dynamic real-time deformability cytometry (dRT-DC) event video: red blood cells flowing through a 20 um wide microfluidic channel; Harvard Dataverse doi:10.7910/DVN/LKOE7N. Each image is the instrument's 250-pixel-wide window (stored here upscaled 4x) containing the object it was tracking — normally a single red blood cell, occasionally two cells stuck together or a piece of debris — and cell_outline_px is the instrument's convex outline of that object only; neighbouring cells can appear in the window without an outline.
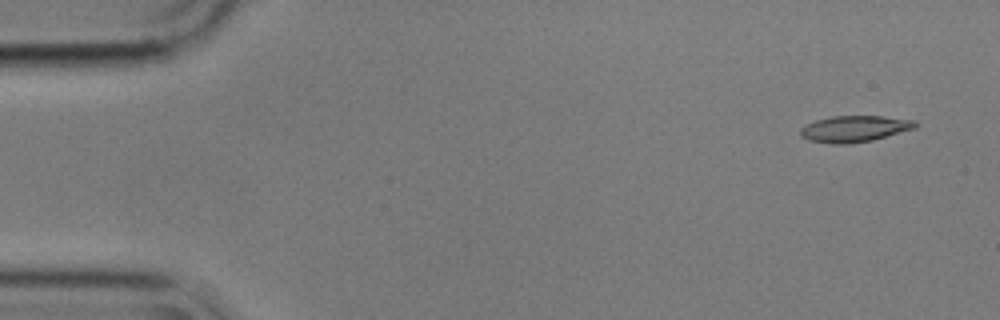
{"species": "common noctule bat (a hibernating species)", "species_latin": "Nyctalus noctula", "temperature_condition": "cold", "stored_images_in_passage": 14, "camera_frame_rate_fps": 3000, "um_per_image_px": 0.085, "animal": {"sex": "male", "body_mass_g": 17.9}, "frame": {"image": 1, "passage_image": 1, "time_ms": 0.0, "image_size_px": [1000, 320], "cell_outline_px": [[920, 124], [916, 128], [872, 140], [848, 144], [832, 144], [808, 140], [800, 136], [800, 128], [816, 120], [832, 116], [880, 116], [916, 120]], "centroid_in_image_um": [72.65, 10.95], "position_along_channel_um": 12.3, "area_um2": 17.69}}
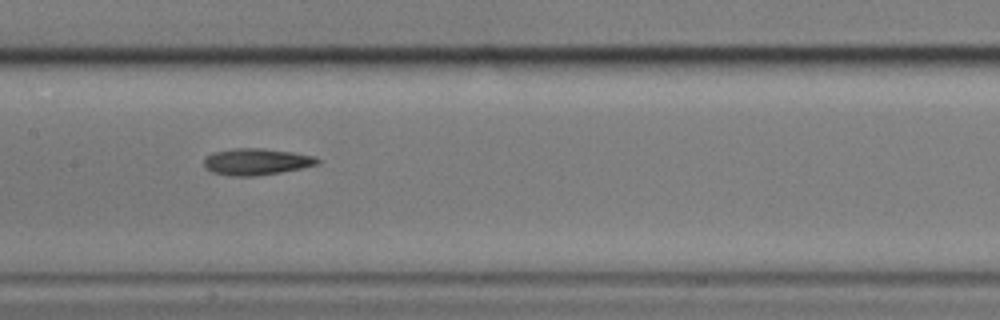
{"frame": {"image": 2, "passage_image": 7, "time_ms": 2.0, "image_size_px": [1000, 320], "cell_outline_px": [[320, 164], [304, 168], [256, 176], [228, 176], [212, 172], [204, 168], [204, 160], [212, 152], [232, 148], [260, 148], [292, 152], [312, 156], [320, 160]], "centroid_in_image_um": [21.77, 13.75], "position_along_channel_um": 185.6, "area_um2": 17.69}}
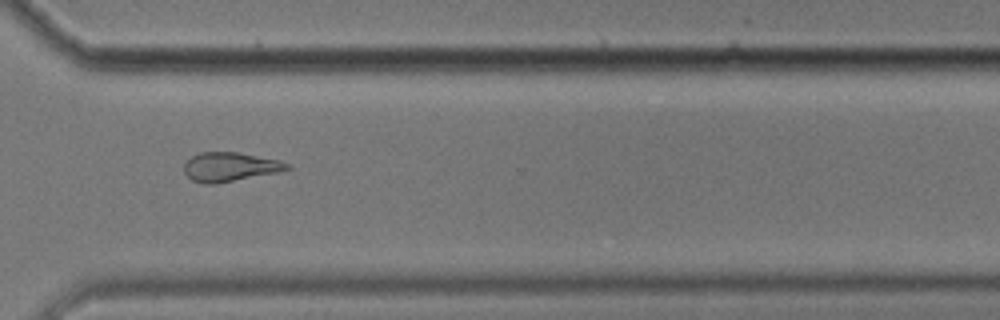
{"frame": {"image": 3, "passage_image": 11, "time_ms": 3.333, "image_size_px": [1000, 320], "cell_outline_px": [[292, 168], [276, 172], [216, 184], [204, 184], [192, 180], [184, 172], [184, 164], [192, 156], [200, 152], [236, 152], [280, 160], [292, 164]], "centroid_in_image_um": [19.55, 14.18], "position_along_channel_um": 351.1, "area_um2": 17.4}}